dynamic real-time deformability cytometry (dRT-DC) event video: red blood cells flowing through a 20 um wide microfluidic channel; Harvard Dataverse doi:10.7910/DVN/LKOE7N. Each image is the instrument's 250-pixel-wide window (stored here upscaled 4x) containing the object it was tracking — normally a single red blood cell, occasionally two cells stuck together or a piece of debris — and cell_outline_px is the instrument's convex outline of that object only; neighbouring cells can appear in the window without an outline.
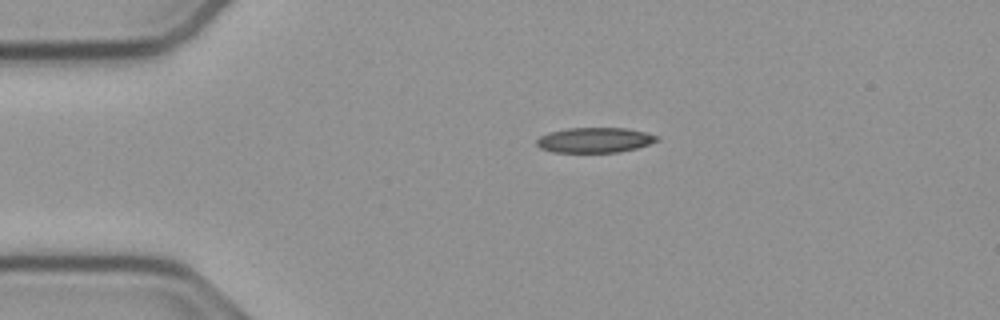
{"species": "common noctule bat (a hibernating species)", "species_latin": "Nyctalus noctula", "temperature_condition": "cold", "stored_images_in_passage": 44, "camera_frame_rate_fps": 3000, "um_per_image_px": 0.085, "animal": {"sex": "male", "body_mass_g": 23.1, "forearm_length_mm": 52.7}, "frame": {"image": 1, "passage_image": 1, "time_ms": 0.0, "image_size_px": [1000, 320], "cell_outline_px": [[660, 140], [636, 148], [616, 152], [552, 152], [540, 148], [536, 144], [536, 140], [540, 136], [548, 132], [568, 128], [628, 128], [660, 136]], "centroid_in_image_um": [50.54, 11.9], "position_along_channel_um": 34.5, "area_um2": 17.63}}
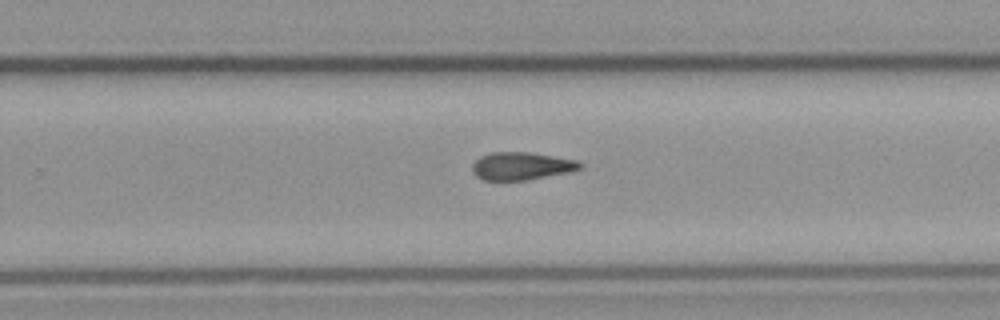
{"frame": {"image": 2, "passage_image": 24, "time_ms": 7.667, "image_size_px": [1000, 320], "cell_outline_px": [[584, 168], [572, 172], [528, 180], [484, 180], [476, 176], [472, 172], [472, 164], [480, 156], [492, 152], [528, 152], [576, 160], [584, 164]], "centroid_in_image_um": [44.36, 14.12], "position_along_channel_um": 285.4, "area_um2": 17.63}}
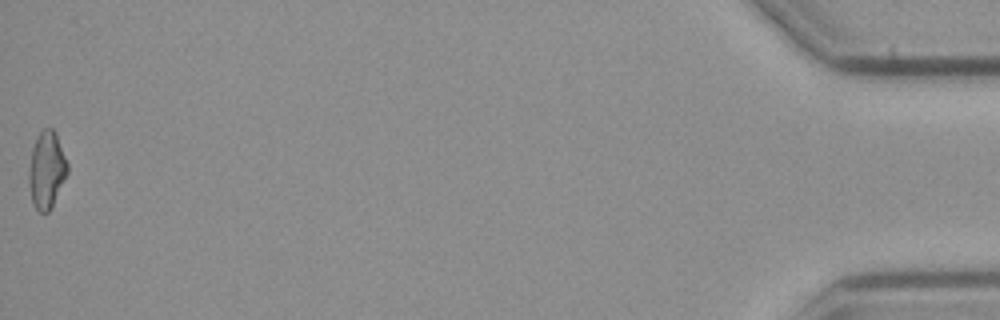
{"frame": {"image": 3, "passage_image": 44, "time_ms": 14.333, "image_size_px": [1000, 320], "cell_outline_px": [[68, 172], [52, 208], [48, 212], [40, 212], [32, 204], [28, 180], [28, 172], [32, 148], [40, 132], [44, 128], [52, 128], [56, 132], [68, 164]], "centroid_in_image_um": [3.96, 14.46], "position_along_channel_um": 431.2, "area_um2": 17.4}, "authors_computed_cell_mechanics": {"area_um2": 17.629, "velocity_mm_per_s": 3.7761, "shape_relaxation_time_tau1_ms": null, "shape_relaxation_time_tau2_ms": 7.2037, "deformation_change_tau1": null, "deformation_change_tau2": 0.1706}}